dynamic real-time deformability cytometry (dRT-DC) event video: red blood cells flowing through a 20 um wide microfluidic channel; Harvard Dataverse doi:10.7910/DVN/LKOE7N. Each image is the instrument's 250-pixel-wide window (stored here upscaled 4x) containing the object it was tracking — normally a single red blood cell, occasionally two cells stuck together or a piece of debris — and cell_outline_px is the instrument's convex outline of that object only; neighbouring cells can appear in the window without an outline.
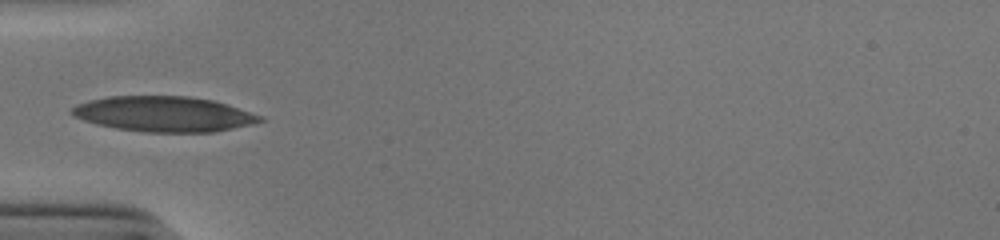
{"species": "human", "species_latin": "Homo sapiens", "temperature_condition": "cold", "stored_images_in_passage": 13, "camera_frame_rate_fps": 3000, "um_per_image_px": 0.085, "donor": {"sex": "male"}, "frame": {"image": 1, "passage_image": 1, "time_ms": 0.0, "image_size_px": [1000, 240], "cell_outline_px": [[264, 120], [252, 124], [216, 132], [144, 132], [116, 128], [96, 124], [72, 116], [68, 112], [76, 104], [88, 100], [108, 96], [188, 96], [212, 100], [264, 116]], "centroid_in_image_um": [13.9, 9.69], "position_along_channel_um": 71.1, "area_um2": 38.84}}
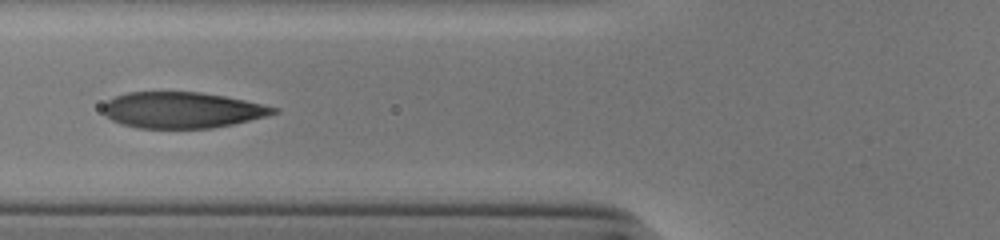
{"frame": {"image": 2, "passage_image": 4, "time_ms": 1.0, "image_size_px": [1000, 240], "cell_outline_px": [[280, 112], [268, 116], [232, 124], [212, 128], [136, 128], [120, 124], [112, 120], [104, 112], [104, 104], [108, 100], [116, 96], [128, 92], [200, 92], [224, 96], [244, 100], [280, 108]], "centroid_in_image_um": [15.51, 9.36], "position_along_channel_um": 110.3, "area_um2": 35.78}}
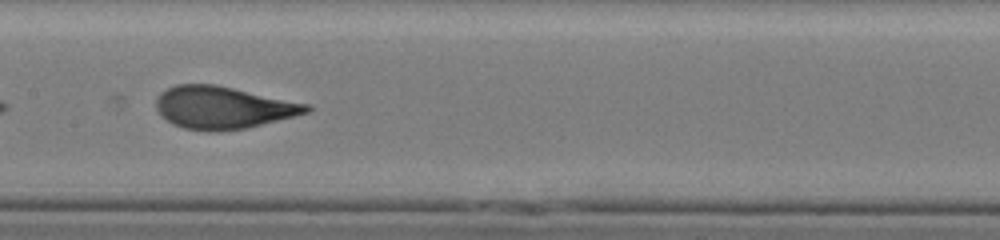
{"frame": {"image": 3, "passage_image": 10, "time_ms": 3.0, "image_size_px": [1000, 240], "cell_outline_px": [[312, 108], [308, 112], [244, 128], [216, 132], [184, 128], [172, 124], [156, 108], [156, 100], [160, 92], [176, 84], [216, 84], [312, 104]], "centroid_in_image_um": [18.96, 9.12], "position_along_channel_um": 188.4, "area_um2": 36.93}}